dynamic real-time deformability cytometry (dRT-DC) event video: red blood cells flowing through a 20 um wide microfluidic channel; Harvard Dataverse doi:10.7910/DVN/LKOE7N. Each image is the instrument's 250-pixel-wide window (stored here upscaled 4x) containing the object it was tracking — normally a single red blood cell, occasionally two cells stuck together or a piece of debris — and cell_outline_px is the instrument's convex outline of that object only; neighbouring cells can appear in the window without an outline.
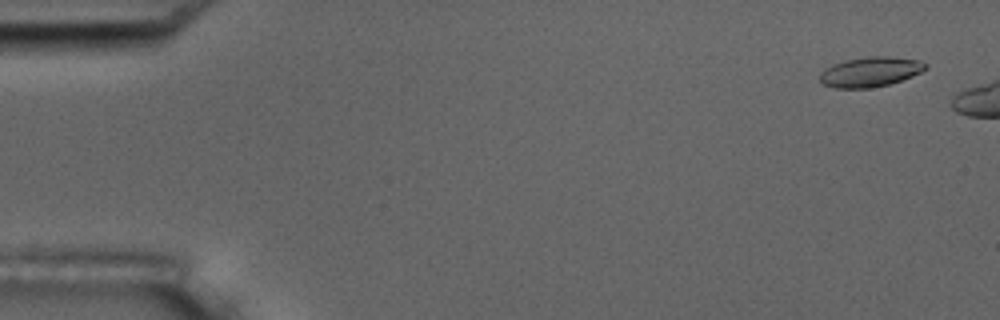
{"species": "common noctule bat (a hibernating species)", "species_latin": "Nyctalus noctula", "temperature_condition": "room temperature", "stored_images_in_passage": 2, "camera_frame_rate_fps": 3000, "um_per_image_px": 0.085, "animal": {"sex": "male", "body_mass_g": 17.5, "forearm_length_mm": 52.3}, "frame": {"image": 1, "passage_image": 1, "time_ms": 0.0, "image_size_px": [1000, 320], "cell_outline_px": [[928, 68], [912, 76], [888, 84], [868, 88], [836, 88], [824, 84], [820, 80], [820, 72], [832, 64], [848, 60], [868, 56], [888, 56], [920, 60], [928, 64]], "centroid_in_image_um": [73.99, 6.1], "position_along_channel_um": 11.0, "area_um2": 18.26}}